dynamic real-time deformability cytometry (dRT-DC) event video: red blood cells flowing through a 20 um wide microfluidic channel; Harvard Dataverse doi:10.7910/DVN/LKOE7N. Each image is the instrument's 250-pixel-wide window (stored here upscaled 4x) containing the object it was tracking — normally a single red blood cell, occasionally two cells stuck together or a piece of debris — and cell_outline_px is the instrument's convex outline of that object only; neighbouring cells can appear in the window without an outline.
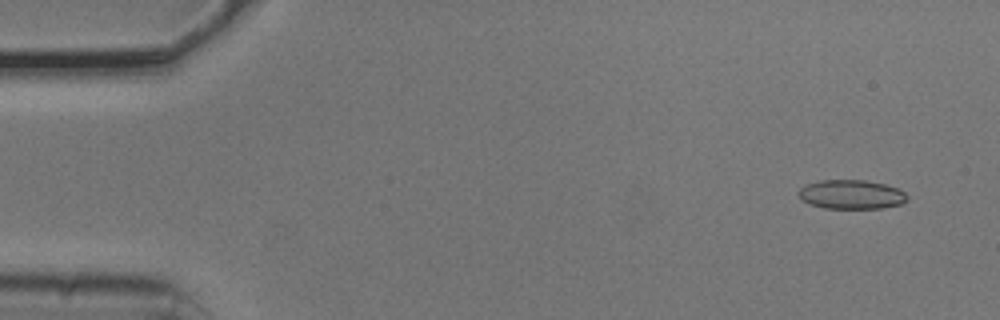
{"species": "common noctule bat (a hibernating species)", "species_latin": "Nyctalus noctula", "temperature_condition": "cold", "stored_images_in_passage": 4, "camera_frame_rate_fps": 3000, "um_per_image_px": 0.085, "animal": {"sex": "male", "body_mass_g": 20.5, "forearm_length_mm": 52.5}, "frame": {"image": 1, "passage_image": 1, "time_ms": 0.0, "image_size_px": [1000, 320], "cell_outline_px": [[908, 200], [900, 204], [880, 208], [824, 208], [808, 204], [796, 192], [804, 184], [820, 180], [864, 180], [884, 184], [896, 188], [904, 192], [908, 196]], "centroid_in_image_um": [72.33, 16.52], "position_along_channel_um": 12.7, "area_um2": 18.44}}
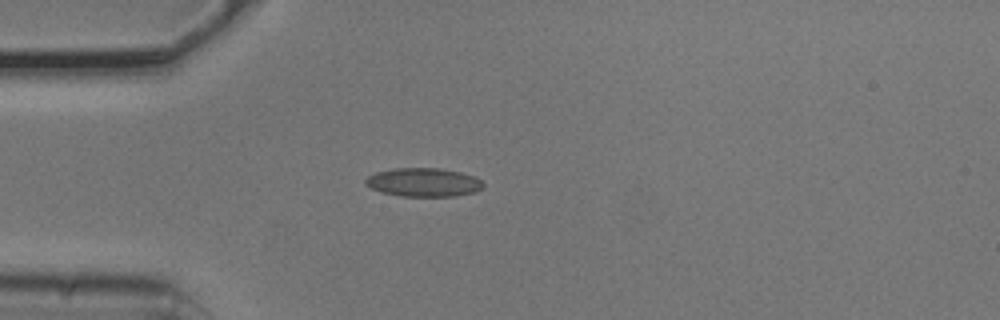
{"frame": {"image": 2, "passage_image": 4, "time_ms": 1.0, "image_size_px": [1000, 320], "cell_outline_px": [[484, 184], [476, 192], [456, 196], [400, 196], [380, 192], [364, 184], [364, 180], [368, 176], [376, 172], [392, 168], [440, 168], [460, 172], [476, 176]], "centroid_in_image_um": [35.98, 15.49], "position_along_channel_um": 49.0, "area_um2": 19.77}}